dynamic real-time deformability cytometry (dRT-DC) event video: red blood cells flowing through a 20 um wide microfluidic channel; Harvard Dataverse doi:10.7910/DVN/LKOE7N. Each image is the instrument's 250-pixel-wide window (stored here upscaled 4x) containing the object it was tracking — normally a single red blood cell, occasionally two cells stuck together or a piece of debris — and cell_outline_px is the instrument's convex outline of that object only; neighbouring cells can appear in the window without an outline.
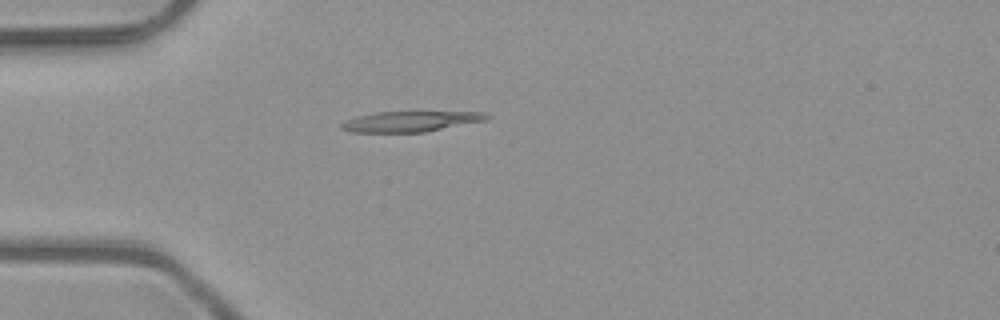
{"species": "common noctule bat (a hibernating species)", "species_latin": "Nyctalus noctula", "temperature_condition": "room temperature", "stored_images_in_passage": 3, "camera_frame_rate_fps": 3000, "um_per_image_px": 0.085, "animal": {"sex": "male", "body_mass_g": 23.1, "forearm_length_mm": 52.7}, "frame": {"image": 1, "passage_image": 2, "time_ms": 0.333, "image_size_px": [1000, 320], "cell_outline_px": [[492, 116], [488, 120], [424, 132], [352, 132], [340, 128], [340, 124], [344, 120], [356, 116], [376, 112], [484, 112]], "centroid_in_image_um": [34.9, 10.32], "position_along_channel_um": 50.1, "area_um2": 17.4}}